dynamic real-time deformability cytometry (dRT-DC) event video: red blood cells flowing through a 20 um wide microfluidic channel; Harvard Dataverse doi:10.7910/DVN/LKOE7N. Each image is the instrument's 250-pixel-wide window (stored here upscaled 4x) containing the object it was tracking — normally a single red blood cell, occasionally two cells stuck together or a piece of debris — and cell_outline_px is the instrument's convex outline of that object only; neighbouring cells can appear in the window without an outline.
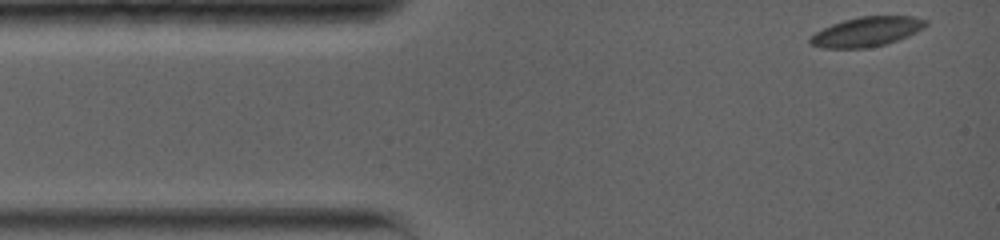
{"species": "common noctule bat (a hibernating species)", "species_latin": "Nyctalus noctula", "temperature_condition": "warm", "stored_images_in_passage": 3, "camera_frame_rate_fps": 5000, "um_per_image_px": 0.085, "animal": {"sex": "female", "body_mass_g": 19.0, "forearm_length_mm": 56.7}, "frame": {"image": 1, "passage_image": 1, "time_ms": 0.0, "image_size_px": [1000, 240], "cell_outline_px": [[928, 24], [924, 28], [908, 36], [884, 44], [864, 48], [820, 48], [808, 44], [808, 40], [816, 32], [832, 24], [844, 20], [860, 16], [912, 16], [928, 20]], "centroid_in_image_um": [73.67, 2.69], "position_along_channel_um": 11.3, "area_um2": 19.88}}